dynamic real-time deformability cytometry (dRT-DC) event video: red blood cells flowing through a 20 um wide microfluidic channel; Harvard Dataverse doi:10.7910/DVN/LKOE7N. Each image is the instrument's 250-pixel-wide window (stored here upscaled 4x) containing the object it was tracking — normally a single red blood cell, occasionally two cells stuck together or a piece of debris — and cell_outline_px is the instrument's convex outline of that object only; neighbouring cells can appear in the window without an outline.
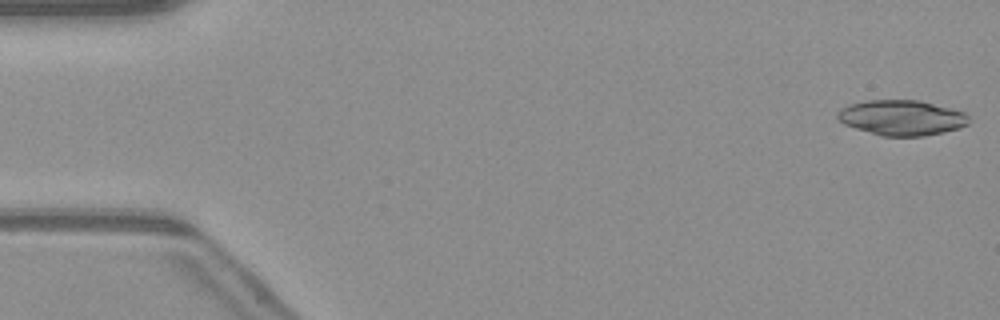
{"species": "common noctule bat (a hibernating species)", "species_latin": "Nyctalus noctula", "temperature_condition": "warm", "stored_images_in_passage": 49, "camera_frame_rate_fps": 3000, "um_per_image_px": 0.085, "animal": {"sex": "male", "body_mass_g": 23.1, "forearm_length_mm": 52.7}, "frame": {"image": 1, "passage_image": 1, "time_ms": 0.0, "image_size_px": [1000, 320], "cell_outline_px": [[968, 124], [960, 128], [944, 132], [924, 136], [880, 136], [844, 124], [836, 116], [836, 112], [840, 108], [848, 104], [864, 100], [920, 100], [964, 112], [968, 116]], "centroid_in_image_um": [76.61, 10.0], "position_along_channel_um": 8.4, "area_um2": 27.11}}